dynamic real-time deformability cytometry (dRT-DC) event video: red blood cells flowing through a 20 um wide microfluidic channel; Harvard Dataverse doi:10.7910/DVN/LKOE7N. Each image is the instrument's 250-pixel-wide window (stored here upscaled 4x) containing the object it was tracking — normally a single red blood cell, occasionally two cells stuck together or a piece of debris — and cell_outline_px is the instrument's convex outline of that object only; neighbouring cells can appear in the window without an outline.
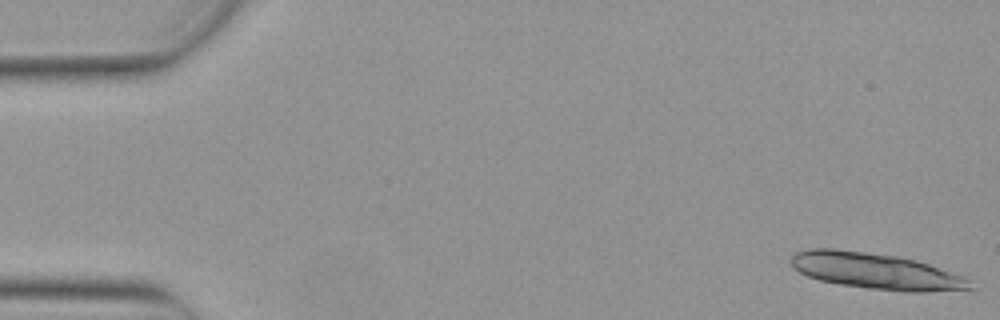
{"species": "Egyptian fruit bat (a non-hibernating species)", "species_latin": "Rousettus aegyptiacus", "temperature_condition": "warm", "stored_images_in_passage": 15, "camera_frame_rate_fps": 3000, "um_per_image_px": 0.085, "animal": {"sex": "female"}, "frame": {"image": 1, "passage_image": 1, "time_ms": 0.0, "image_size_px": [1000, 320], "cell_outline_px": [[976, 288], [924, 292], [904, 292], [864, 288], [840, 284], [820, 280], [808, 276], [800, 272], [792, 264], [792, 256], [796, 252], [808, 248], [832, 248], [896, 256], [916, 260], [964, 276], [972, 280]], "centroid_in_image_um": [74.5, 23.05], "position_along_channel_um": 10.5, "area_um2": 37.69}}